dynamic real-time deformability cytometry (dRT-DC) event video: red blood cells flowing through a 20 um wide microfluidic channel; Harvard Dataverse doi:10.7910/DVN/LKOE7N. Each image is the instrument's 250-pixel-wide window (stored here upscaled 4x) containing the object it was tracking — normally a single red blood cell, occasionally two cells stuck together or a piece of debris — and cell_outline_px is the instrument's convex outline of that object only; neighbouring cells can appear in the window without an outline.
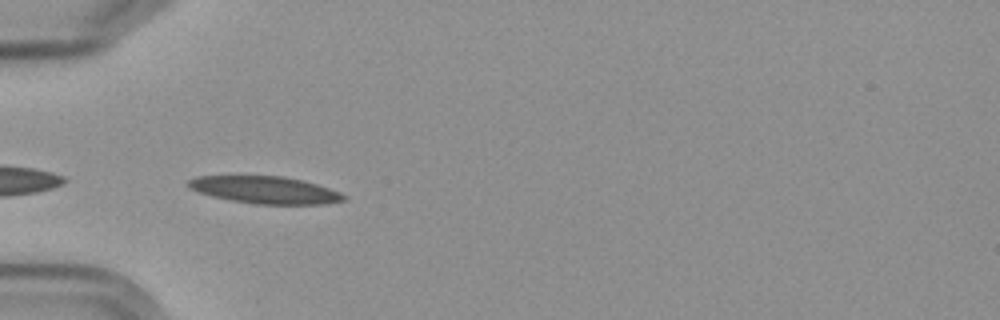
{"species": "Egyptian fruit bat (a non-hibernating species)", "species_latin": "Rousettus aegyptiacus", "temperature_condition": "cold", "stored_images_in_passage": 6, "camera_frame_rate_fps": 3000, "um_per_image_px": 0.085, "frame": {"image": 1, "passage_image": 5, "time_ms": 4.667, "image_size_px": [1000, 320], "cell_outline_px": [[348, 200], [324, 204], [256, 204], [232, 200], [212, 196], [188, 188], [184, 184], [188, 180], [196, 176], [284, 176], [304, 180], [340, 192], [348, 196]], "centroid_in_image_um": [22.55, 16.14], "position_along_channel_um": 62.5, "area_um2": 24.8}}
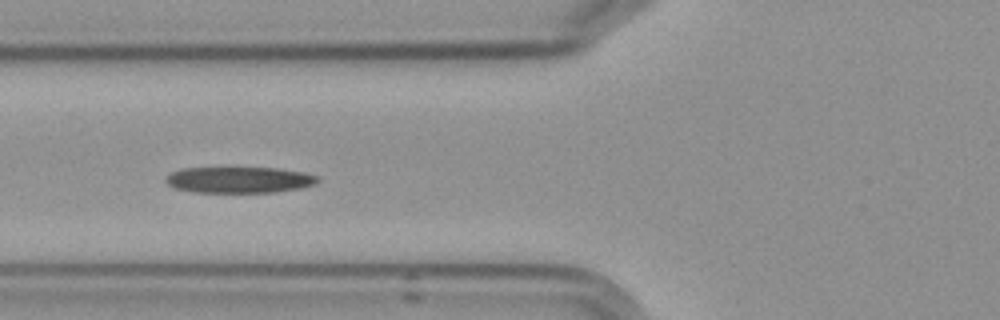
{"frame": {"image": 2, "passage_image": 6, "time_ms": 6.0, "image_size_px": [1000, 320], "cell_outline_px": [[320, 180], [316, 184], [300, 188], [276, 192], [196, 192], [176, 188], [168, 184], [164, 180], [164, 176], [180, 168], [276, 168], [304, 172], [320, 176]], "centroid_in_image_um": [20.35, 15.28], "position_along_channel_um": 105.4, "area_um2": 23.24}}